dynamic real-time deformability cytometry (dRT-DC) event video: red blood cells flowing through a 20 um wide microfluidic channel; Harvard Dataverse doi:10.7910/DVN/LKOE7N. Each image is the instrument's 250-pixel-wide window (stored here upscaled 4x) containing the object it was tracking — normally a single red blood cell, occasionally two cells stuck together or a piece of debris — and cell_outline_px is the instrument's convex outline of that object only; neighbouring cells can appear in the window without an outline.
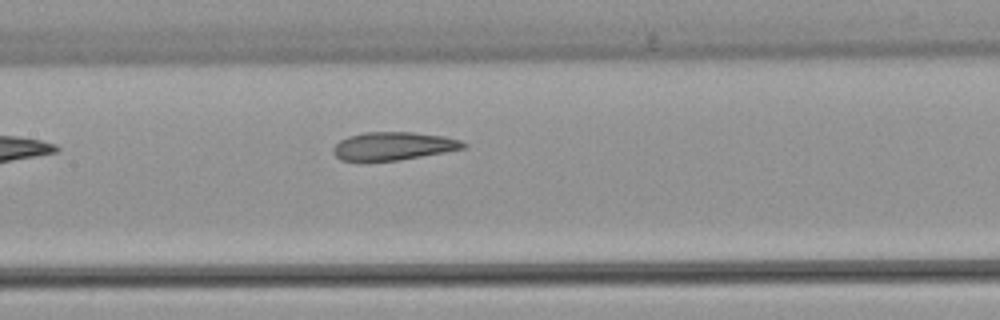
{"species": "common noctule bat (a hibernating species)", "species_latin": "Nyctalus noctula", "temperature_condition": "warm", "stored_images_in_passage": 4, "camera_frame_rate_fps": 3000, "um_per_image_px": 0.085, "animal": {"sex": "female", "body_mass_g": 22.7, "forearm_length_mm": 54.2}, "frame": {"image": 1, "passage_image": 4, "time_ms": 3.667, "image_size_px": [1000, 320], "cell_outline_px": [[468, 144], [464, 148], [444, 152], [400, 160], [340, 160], [332, 152], [332, 148], [340, 140], [348, 136], [364, 132], [412, 132], [444, 136], [460, 140]], "centroid_in_image_um": [33.43, 12.4], "position_along_channel_um": 174.0, "area_um2": 21.15}}